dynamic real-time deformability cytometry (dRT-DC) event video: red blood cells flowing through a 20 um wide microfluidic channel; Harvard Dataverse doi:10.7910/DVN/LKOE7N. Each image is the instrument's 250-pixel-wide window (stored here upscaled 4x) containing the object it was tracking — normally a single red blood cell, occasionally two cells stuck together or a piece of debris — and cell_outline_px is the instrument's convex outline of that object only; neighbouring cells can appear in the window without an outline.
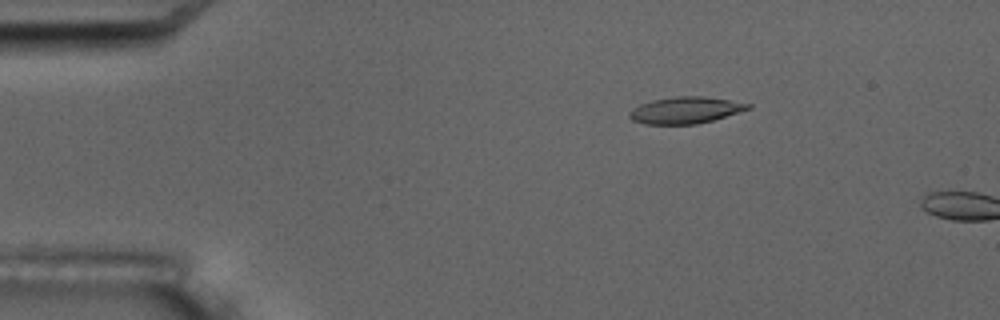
{"species": "common noctule bat (a hibernating species)", "species_latin": "Nyctalus noctula", "temperature_condition": "room temperature", "stored_images_in_passage": 2, "camera_frame_rate_fps": 3000, "um_per_image_px": 0.085, "animal": {"sex": "male", "body_mass_g": 17.5, "forearm_length_mm": 52.3}, "frame": {"image": 1, "passage_image": 1, "time_ms": 0.0, "image_size_px": [1000, 320], "cell_outline_px": [[752, 108], [712, 120], [696, 124], [644, 124], [632, 120], [628, 116], [628, 112], [640, 104], [652, 100], [676, 96], [700, 96], [728, 100], [752, 104]], "centroid_in_image_um": [58.23, 9.37], "position_along_channel_um": 26.8, "area_um2": 18.26}}